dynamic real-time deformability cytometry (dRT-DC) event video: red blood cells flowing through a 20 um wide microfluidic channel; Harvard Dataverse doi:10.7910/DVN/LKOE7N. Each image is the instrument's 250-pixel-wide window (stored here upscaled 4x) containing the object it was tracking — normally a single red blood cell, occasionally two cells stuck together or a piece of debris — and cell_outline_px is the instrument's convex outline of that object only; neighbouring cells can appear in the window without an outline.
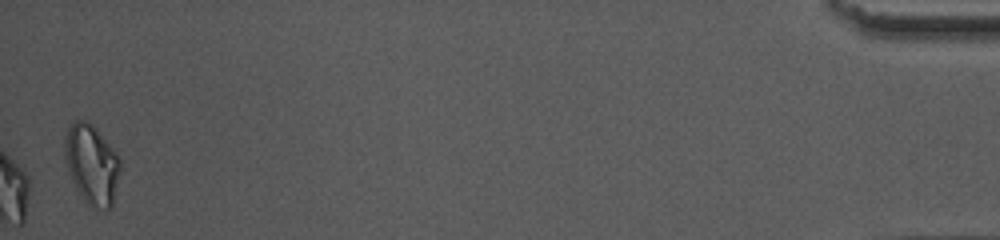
{"species": "common noctule bat (a hibernating species)", "species_latin": "Nyctalus noctula", "temperature_condition": "warm", "stored_images_in_passage": 36, "camera_frame_rate_fps": 3000, "um_per_image_px": 0.085, "animal": {"sex": "female", "body_mass_g": 10.0, "forearm_length_mm": 53.1}, "frame": {"image": 1, "passage_image": 36, "time_ms": 11.667, "image_size_px": [1000, 240], "cell_outline_px": [[120, 168], [112, 204], [108, 208], [96, 208], [88, 204], [84, 200], [76, 188], [68, 172], [64, 156], [64, 140], [68, 124], [76, 120], [88, 120], [96, 128], [120, 156]], "centroid_in_image_um": [7.77, 13.9], "position_along_channel_um": 427.4, "area_um2": 25.78}, "authors_computed_cell_mechanics": {"area_um2": 18.9584, "velocity_mm_per_s": 4.0493, "shape_relaxation_time_tau1_ms": 6.3067, "shape_relaxation_time_tau2_ms": 2.6185, "deformation_change_tau1": 0.1676, "deformation_change_tau2": 0.0615}}